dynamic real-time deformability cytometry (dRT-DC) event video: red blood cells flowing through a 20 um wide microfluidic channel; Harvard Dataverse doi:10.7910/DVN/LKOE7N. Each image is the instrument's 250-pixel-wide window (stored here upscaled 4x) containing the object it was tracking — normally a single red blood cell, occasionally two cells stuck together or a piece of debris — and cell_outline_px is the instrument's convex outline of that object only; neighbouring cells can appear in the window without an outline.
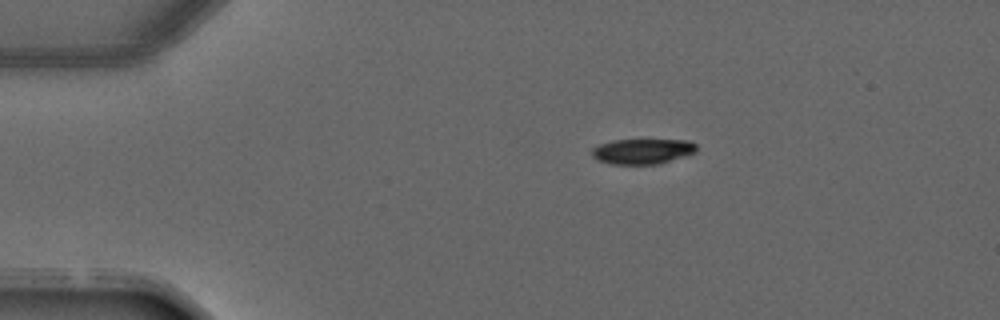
{"species": "common noctule bat (a hibernating species)", "species_latin": "Nyctalus noctula", "temperature_condition": "warm", "stored_images_in_passage": 3, "camera_frame_rate_fps": 3000, "um_per_image_px": 0.085, "animal": {"sex": "male", "forearm_length_mm": 52.5}, "frame": {"image": 1, "passage_image": 3, "time_ms": 3.333, "image_size_px": [1000, 320], "cell_outline_px": [[696, 152], [660, 164], [612, 164], [596, 160], [592, 156], [592, 148], [600, 144], [612, 140], [688, 140], [696, 144]], "centroid_in_image_um": [54.6, 12.86], "position_along_channel_um": 30.4, "area_um2": 15.43}}